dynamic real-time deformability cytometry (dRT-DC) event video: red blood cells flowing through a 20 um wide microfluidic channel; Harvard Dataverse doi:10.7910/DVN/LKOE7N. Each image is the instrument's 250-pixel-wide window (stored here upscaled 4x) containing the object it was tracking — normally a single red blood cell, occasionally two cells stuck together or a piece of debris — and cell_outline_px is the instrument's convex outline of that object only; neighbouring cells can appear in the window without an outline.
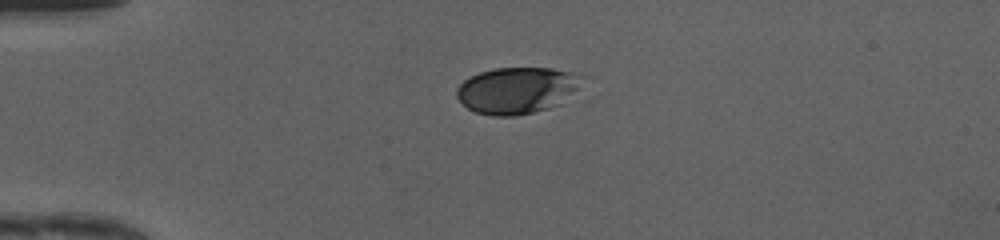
{"species": "human", "species_latin": "Homo sapiens", "temperature_condition": "cold", "stored_images_in_passage": 37, "camera_frame_rate_fps": 3000, "um_per_image_px": 0.085, "donor": {"sex": "female"}, "frame": {"image": 1, "passage_image": 1, "time_ms": 0.0, "image_size_px": [1000, 240], "cell_outline_px": [[580, 76], [576, 88], [560, 104], [548, 108], [516, 116], [492, 116], [476, 112], [468, 108], [456, 96], [456, 88], [464, 80], [480, 72], [496, 68], [552, 68], [568, 72]], "centroid_in_image_um": [43.86, 7.69], "position_along_channel_um": 41.1, "area_um2": 33.29}}
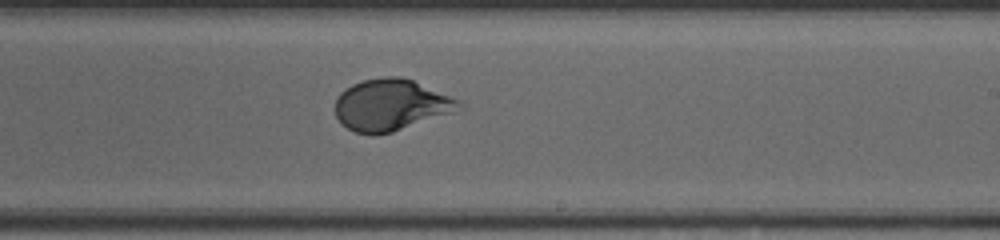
{"frame": {"image": 2, "passage_image": 19, "time_ms": 6.0, "image_size_px": [1000, 240], "cell_outline_px": [[464, 108], [392, 132], [356, 132], [348, 128], [336, 116], [336, 100], [340, 92], [344, 88], [352, 84], [364, 80], [384, 76], [400, 76], [412, 80], [460, 100], [464, 104]], "centroid_in_image_um": [33.25, 8.88], "position_along_channel_um": 255.8, "area_um2": 36.41}}
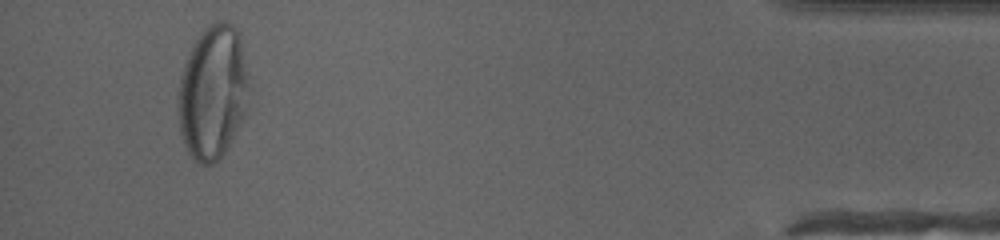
{"frame": {"image": 3, "passage_image": 35, "time_ms": 11.333, "image_size_px": [1000, 240], "cell_outline_px": [[248, 84], [244, 112], [240, 124], [224, 152], [212, 164], [200, 164], [192, 160], [184, 144], [180, 132], [176, 104], [176, 96], [180, 76], [184, 64], [200, 32], [204, 28], [216, 20], [224, 20], [232, 24], [240, 32], [248, 76]], "centroid_in_image_um": [18.05, 7.82], "position_along_channel_um": 417.2, "area_um2": 55.49}, "authors_computed_cell_mechanics": {"area_um2": 36.3562, "velocity_mm_per_s": 4.1967, "shape_relaxation_time_tau1_ms": 3.8004, "shape_relaxation_time_tau2_ms": null, "deformation_change_tau1": 0.1619, "deformation_change_tau2": null}}